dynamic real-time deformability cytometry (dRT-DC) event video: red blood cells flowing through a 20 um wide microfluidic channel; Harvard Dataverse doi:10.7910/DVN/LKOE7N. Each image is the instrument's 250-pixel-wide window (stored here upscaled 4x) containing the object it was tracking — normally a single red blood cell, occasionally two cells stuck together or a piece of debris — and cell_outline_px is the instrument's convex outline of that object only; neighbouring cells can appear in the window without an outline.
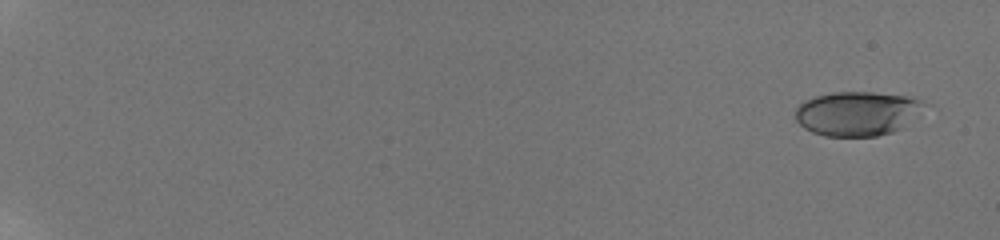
{"species": "human", "species_latin": "Homo sapiens", "temperature_condition": "room temperature", "stored_images_in_passage": 12, "camera_frame_rate_fps": 3000, "um_per_image_px": 0.085, "donor": {"sex": "male"}, "frame": {"image": 1, "passage_image": 2, "time_ms": 0.333, "image_size_px": [1000, 240], "cell_outline_px": [[932, 104], [904, 128], [892, 132], [876, 136], [824, 136], [812, 132], [804, 128], [796, 120], [796, 108], [804, 100], [816, 96], [832, 92], [872, 92], [904, 96], [924, 100]], "centroid_in_image_um": [72.96, 9.64], "position_along_channel_um": 12.0, "area_um2": 33.87}}
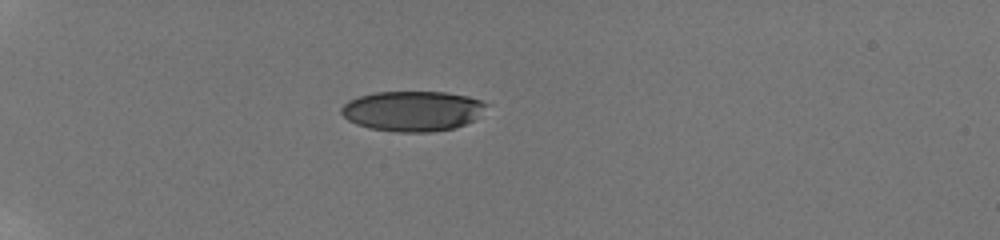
{"frame": {"image": 2, "passage_image": 9, "time_ms": 2.667, "image_size_px": [1000, 240], "cell_outline_px": [[488, 104], [476, 120], [456, 128], [432, 132], [396, 132], [368, 128], [356, 124], [348, 120], [340, 112], [340, 108], [348, 100], [360, 96], [376, 92], [444, 92], [468, 96], [480, 100]], "centroid_in_image_um": [35.07, 9.44], "position_along_channel_um": 49.9, "area_um2": 34.22}}
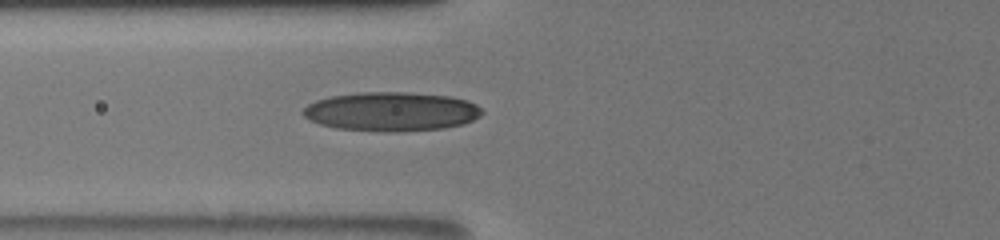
{"frame": {"image": 3, "passage_image": 12, "time_ms": 3.667, "image_size_px": [1000, 240], "cell_outline_px": [[484, 112], [480, 116], [464, 124], [444, 128], [396, 132], [388, 132], [336, 128], [320, 124], [308, 120], [300, 112], [308, 104], [316, 100], [332, 96], [360, 92], [408, 92], [452, 96], [468, 100], [476, 104]], "centroid_in_image_um": [33.27, 9.48], "position_along_channel_um": 92.5, "area_um2": 41.04}}